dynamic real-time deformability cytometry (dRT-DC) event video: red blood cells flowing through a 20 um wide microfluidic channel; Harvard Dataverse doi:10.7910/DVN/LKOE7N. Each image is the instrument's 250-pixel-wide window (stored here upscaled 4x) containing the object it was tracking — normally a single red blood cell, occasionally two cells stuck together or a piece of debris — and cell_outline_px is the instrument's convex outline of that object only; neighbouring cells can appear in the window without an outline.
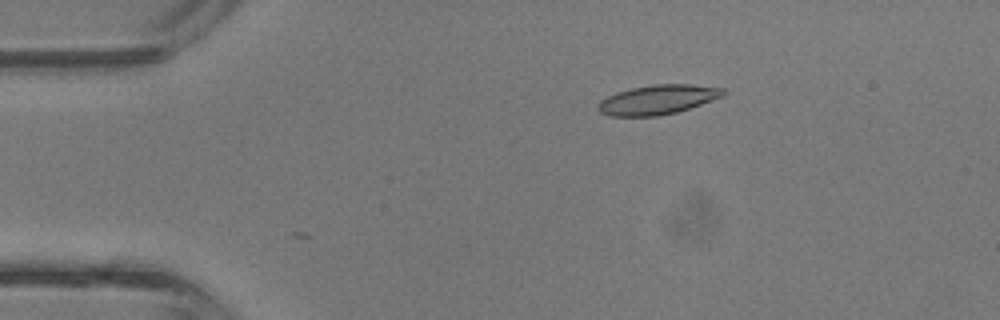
{"species": "common noctule bat (a hibernating species)", "species_latin": "Nyctalus noctula", "temperature_condition": "room temperature", "stored_images_in_passage": 27, "camera_frame_rate_fps": 3000, "um_per_image_px": 0.085, "animal": {"sex": "male", "body_mass_g": 13.3}, "frame": {"image": 1, "passage_image": 1, "time_ms": 0.0, "image_size_px": [1000, 320], "cell_outline_px": [[728, 92], [724, 96], [676, 112], [656, 116], [608, 116], [600, 112], [596, 108], [600, 100], [616, 92], [632, 88], [652, 84], [692, 84], [724, 88]], "centroid_in_image_um": [55.9, 8.46], "position_along_channel_um": 29.1, "area_um2": 21.56}}
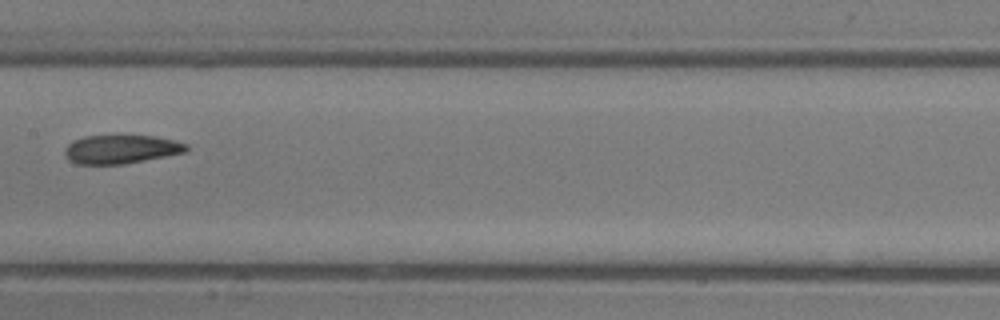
{"frame": {"image": 2, "passage_image": 15, "time_ms": 4.667, "image_size_px": [1000, 320], "cell_outline_px": [[188, 148], [184, 152], [124, 164], [76, 164], [68, 160], [64, 156], [64, 148], [72, 140], [84, 136], [152, 136], [172, 140], [188, 144]], "centroid_in_image_um": [10.2, 12.69], "position_along_channel_um": 197.2, "area_um2": 20.17}}
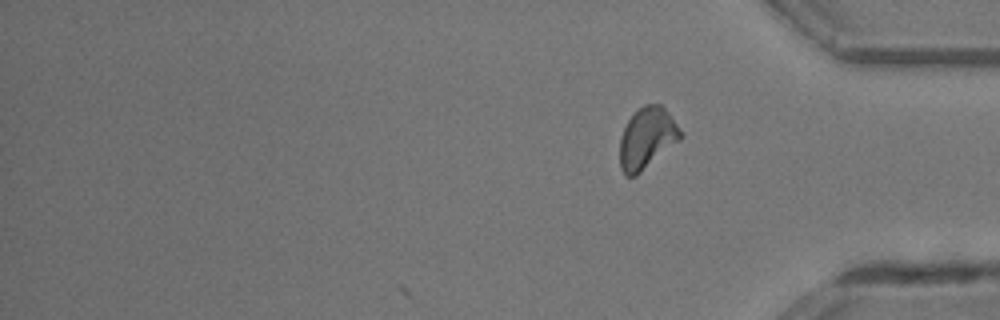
{"frame": {"image": 3, "passage_image": 27, "time_ms": 8.667, "image_size_px": [1000, 320], "cell_outline_px": [[684, 136], [680, 140], [636, 176], [624, 176], [620, 168], [620, 136], [628, 120], [644, 104], [660, 104], [664, 108], [680, 128]], "centroid_in_image_um": [54.99, 11.77], "position_along_channel_um": 380.2, "area_um2": 21.56}, "authors_computed_cell_mechanics": {"area_um2": 21.3282, "velocity_mm_per_s": 4.8187, "shape_relaxation_time_tau1_ms": 5.6183, "shape_relaxation_time_tau2_ms": 2.0996, "deformation_change_tau1": 0.1703, "deformation_change_tau2": 0.086}}